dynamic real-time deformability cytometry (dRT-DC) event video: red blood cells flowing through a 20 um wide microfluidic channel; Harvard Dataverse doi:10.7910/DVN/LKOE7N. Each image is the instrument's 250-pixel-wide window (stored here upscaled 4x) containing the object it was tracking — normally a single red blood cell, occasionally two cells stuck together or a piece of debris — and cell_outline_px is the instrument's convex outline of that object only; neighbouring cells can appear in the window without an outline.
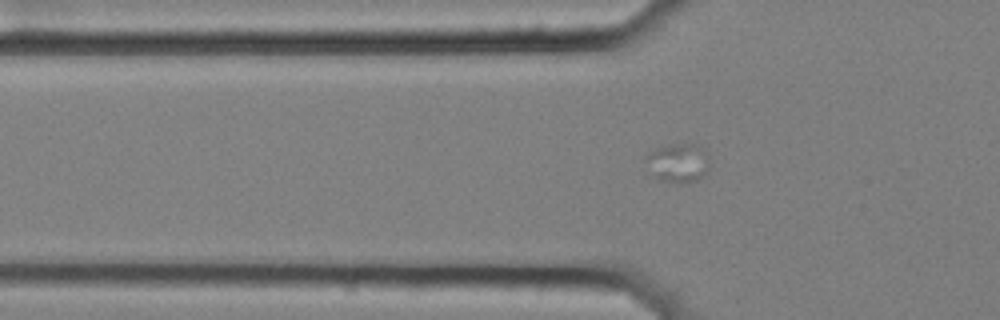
{"species": "common noctule bat (a hibernating species)", "species_latin": "Nyctalus noctula", "temperature_condition": "cold", "stored_images_in_passage": 56, "camera_frame_rate_fps": 3000, "um_per_image_px": 0.085, "animal": {"sex": "female", "body_mass_g": 25.1}, "frame": {"image": 1, "passage_image": 17, "time_ms": 5.333, "image_size_px": [1000, 320], "cell_outline_px": [[708, 168], [704, 176], [696, 180], [656, 180], [652, 176], [644, 156], [656, 148], [676, 144], [692, 144], [704, 148]], "centroid_in_image_um": [57.59, 13.81], "position_along_channel_um": 68.2, "area_um2": 13.87}}
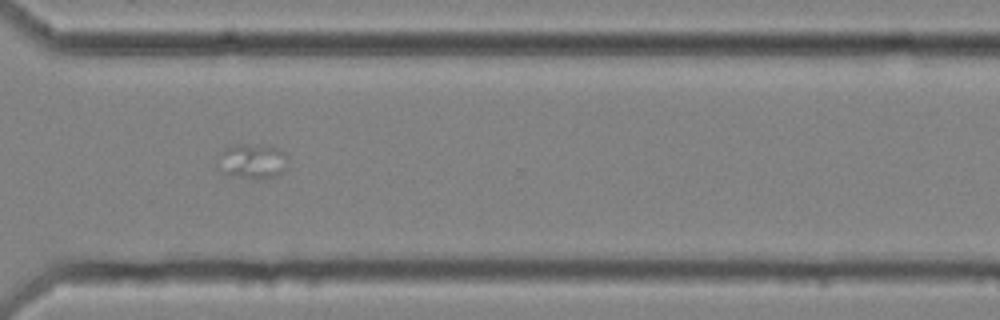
{"frame": {"image": 2, "passage_image": 41, "time_ms": 13.333, "image_size_px": [1000, 320], "cell_outline_px": [[288, 156], [284, 168], [276, 176], [256, 180], [232, 176], [220, 172], [216, 168], [220, 152], [224, 148], [236, 144], [240, 144], [280, 148]], "centroid_in_image_um": [21.38, 13.73], "position_along_channel_um": 349.2, "area_um2": 14.45}}
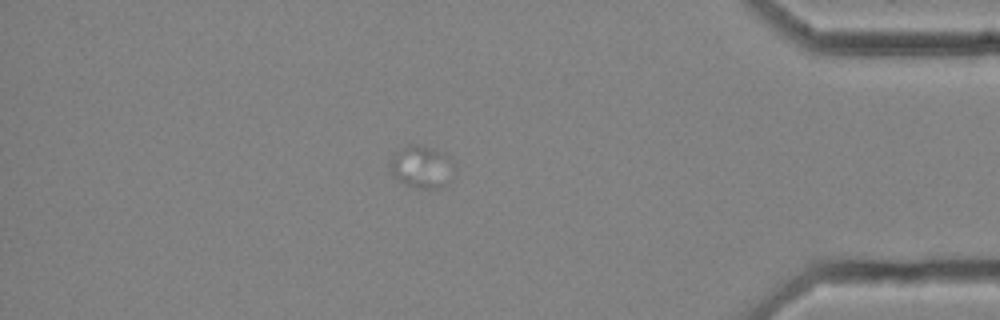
{"frame": {"image": 3, "passage_image": 48, "time_ms": 15.667, "image_size_px": [1000, 320], "cell_outline_px": [[452, 180], [444, 188], [432, 192], [416, 188], [404, 184], [392, 172], [388, 164], [388, 160], [392, 156], [408, 144], [416, 144], [432, 148], [444, 152], [452, 160]], "centroid_in_image_um": [35.88, 14.24], "position_along_channel_um": 399.3, "area_um2": 16.36}}